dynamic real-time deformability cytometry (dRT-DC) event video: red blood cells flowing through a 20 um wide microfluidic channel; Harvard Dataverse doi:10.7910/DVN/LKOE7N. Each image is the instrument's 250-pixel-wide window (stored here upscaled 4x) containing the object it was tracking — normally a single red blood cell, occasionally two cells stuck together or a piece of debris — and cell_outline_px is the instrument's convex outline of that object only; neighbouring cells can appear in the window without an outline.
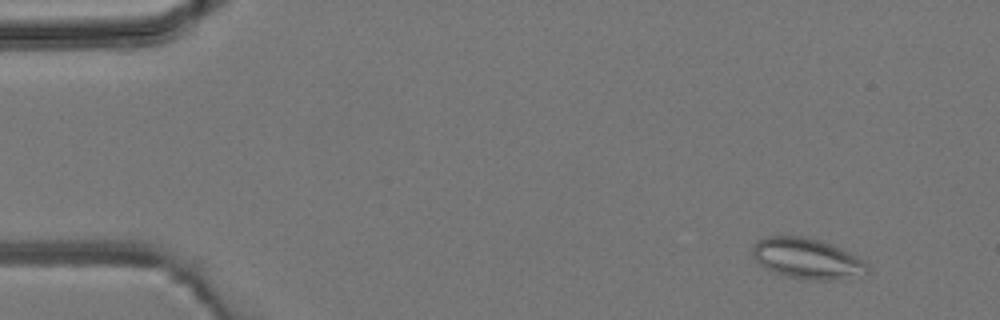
{"species": "common noctule bat (a hibernating species)", "species_latin": "Nyctalus noctula", "temperature_condition": "room temperature", "stored_images_in_passage": 6, "camera_frame_rate_fps": 3000, "um_per_image_px": 0.085, "animal": {"sex": "male", "body_mass_g": 19.2, "forearm_length_mm": 51.8}, "frame": {"image": 1, "passage_image": 2, "time_ms": 1.0, "image_size_px": [1000, 320], "cell_outline_px": [[868, 272], [832, 280], [808, 280], [788, 276], [764, 268], [752, 256], [752, 244], [756, 240], [768, 236], [804, 236], [820, 240], [832, 244], [864, 260], [868, 264]], "centroid_in_image_um": [68.55, 21.95], "position_along_channel_um": 16.4, "area_um2": 27.05}}